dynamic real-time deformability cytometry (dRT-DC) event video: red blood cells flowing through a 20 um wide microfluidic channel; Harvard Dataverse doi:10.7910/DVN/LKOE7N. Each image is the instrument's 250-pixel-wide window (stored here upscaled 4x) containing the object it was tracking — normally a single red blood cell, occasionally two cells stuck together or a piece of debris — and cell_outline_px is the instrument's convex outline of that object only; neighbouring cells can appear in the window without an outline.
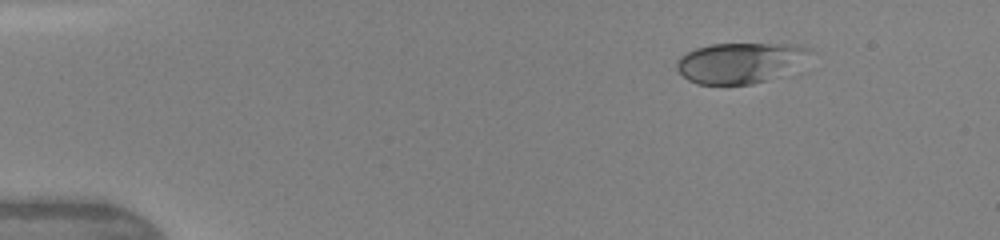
{"species": "human", "species_latin": "Homo sapiens", "temperature_condition": "warm", "stored_images_in_passage": 3, "camera_frame_rate_fps": 3000, "um_per_image_px": 0.085, "donor": {"sex": "female"}, "frame": {"image": 1, "passage_image": 1, "time_ms": 0.0, "image_size_px": [1000, 240], "cell_outline_px": [[812, 52], [768, 80], [752, 84], [696, 84], [688, 80], [676, 68], [676, 60], [680, 56], [696, 48], [712, 44], [792, 44], [812, 48]], "centroid_in_image_um": [62.77, 5.32], "position_along_channel_um": 22.2, "area_um2": 30.52}}